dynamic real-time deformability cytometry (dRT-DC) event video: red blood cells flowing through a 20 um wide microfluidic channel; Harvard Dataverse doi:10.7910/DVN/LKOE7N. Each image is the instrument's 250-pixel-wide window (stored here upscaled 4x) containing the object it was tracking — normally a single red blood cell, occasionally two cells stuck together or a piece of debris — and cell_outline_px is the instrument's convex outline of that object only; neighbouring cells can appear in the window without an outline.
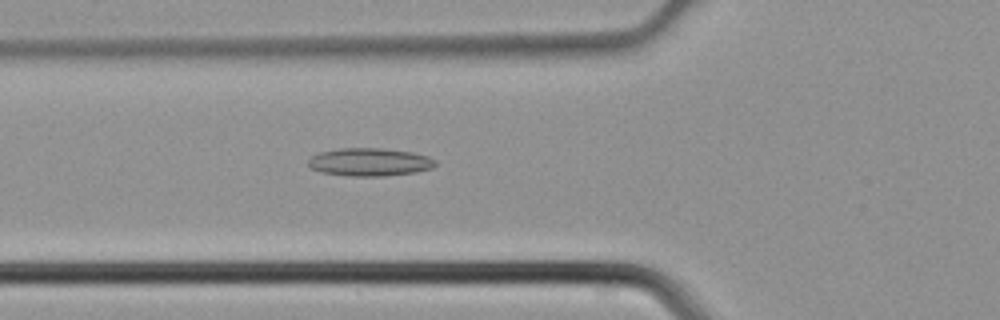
{"species": "common noctule bat (a hibernating species)", "species_latin": "Nyctalus noctula", "temperature_condition": "cold", "stored_images_in_passage": 43, "camera_frame_rate_fps": 3000, "um_per_image_px": 0.085, "animal": {"sex": "male", "body_mass_g": 21.5, "forearm_length_mm": 52.0}, "frame": {"image": 1, "passage_image": 15, "time_ms": 4.667, "image_size_px": [1000, 320], "cell_outline_px": [[436, 164], [432, 168], [416, 172], [384, 176], [348, 176], [320, 172], [312, 168], [308, 164], [308, 160], [312, 156], [320, 152], [340, 148], [384, 148], [412, 152], [428, 156], [436, 160]], "centroid_in_image_um": [31.43, 13.77], "position_along_channel_um": 94.4, "area_um2": 20.81}}
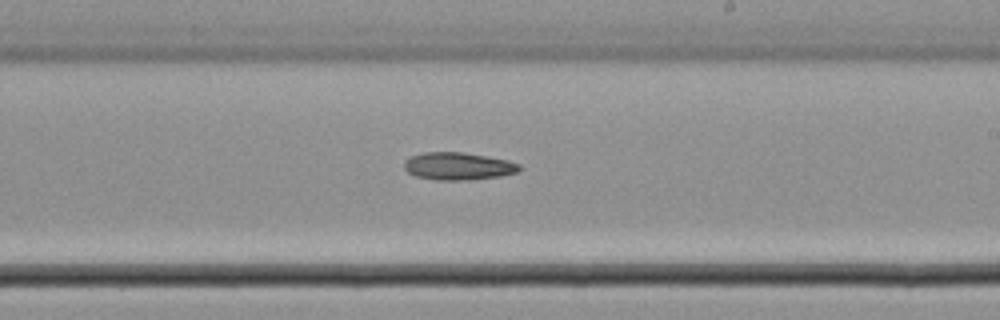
{"frame": {"image": 2, "passage_image": 25, "time_ms": 8.0, "image_size_px": [1000, 320], "cell_outline_px": [[520, 168], [516, 172], [500, 176], [468, 180], [436, 180], [416, 176], [408, 172], [404, 168], [404, 160], [412, 156], [424, 152], [464, 152], [508, 160], [520, 164]], "centroid_in_image_um": [38.93, 14.12], "position_along_channel_um": 250.1, "area_um2": 18.44}}
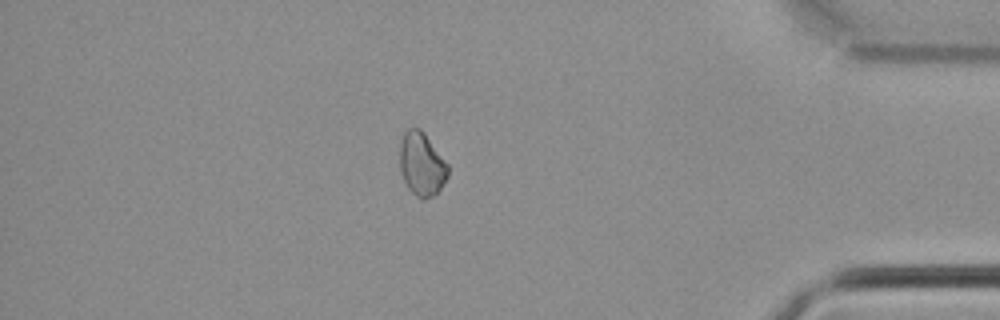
{"frame": {"image": 3, "passage_image": 37, "time_ms": 12.0, "image_size_px": [1000, 320], "cell_outline_px": [[448, 176], [440, 188], [432, 196], [424, 200], [416, 196], [408, 188], [400, 172], [400, 136], [408, 128], [420, 128], [424, 132], [448, 164]], "centroid_in_image_um": [35.82, 13.93], "position_along_channel_um": 399.4, "area_um2": 17.86}}